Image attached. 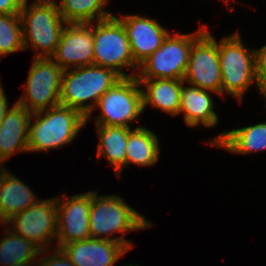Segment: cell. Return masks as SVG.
I'll use <instances>...</instances> for the list:
<instances>
[{
    "label": "cell",
    "instance_id": "1",
    "mask_svg": "<svg viewBox=\"0 0 266 266\" xmlns=\"http://www.w3.org/2000/svg\"><path fill=\"white\" fill-rule=\"evenodd\" d=\"M89 227L91 238L120 242L130 251L132 243L123 233L151 228V223L119 195L98 196L91 191ZM115 233L122 236L111 237Z\"/></svg>",
    "mask_w": 266,
    "mask_h": 266
},
{
    "label": "cell",
    "instance_id": "2",
    "mask_svg": "<svg viewBox=\"0 0 266 266\" xmlns=\"http://www.w3.org/2000/svg\"><path fill=\"white\" fill-rule=\"evenodd\" d=\"M121 79L112 69L94 64L63 70L60 104L79 110L90 121L100 97Z\"/></svg>",
    "mask_w": 266,
    "mask_h": 266
},
{
    "label": "cell",
    "instance_id": "3",
    "mask_svg": "<svg viewBox=\"0 0 266 266\" xmlns=\"http://www.w3.org/2000/svg\"><path fill=\"white\" fill-rule=\"evenodd\" d=\"M31 118L35 122H29L28 151L36 153L70 144L87 123L79 110L62 104L33 113Z\"/></svg>",
    "mask_w": 266,
    "mask_h": 266
},
{
    "label": "cell",
    "instance_id": "4",
    "mask_svg": "<svg viewBox=\"0 0 266 266\" xmlns=\"http://www.w3.org/2000/svg\"><path fill=\"white\" fill-rule=\"evenodd\" d=\"M25 0L20 11L25 50H38L33 58L51 57L60 41L66 22L61 17L55 1H37L28 7Z\"/></svg>",
    "mask_w": 266,
    "mask_h": 266
},
{
    "label": "cell",
    "instance_id": "5",
    "mask_svg": "<svg viewBox=\"0 0 266 266\" xmlns=\"http://www.w3.org/2000/svg\"><path fill=\"white\" fill-rule=\"evenodd\" d=\"M94 36L93 64L109 68L122 78L134 77L139 66L134 62L130 42L122 22L115 16L92 23ZM132 68L130 74L122 68Z\"/></svg>",
    "mask_w": 266,
    "mask_h": 266
},
{
    "label": "cell",
    "instance_id": "6",
    "mask_svg": "<svg viewBox=\"0 0 266 266\" xmlns=\"http://www.w3.org/2000/svg\"><path fill=\"white\" fill-rule=\"evenodd\" d=\"M222 77V95L225 92L241 103L245 91L256 81L255 50L246 48L237 31L218 42Z\"/></svg>",
    "mask_w": 266,
    "mask_h": 266
},
{
    "label": "cell",
    "instance_id": "7",
    "mask_svg": "<svg viewBox=\"0 0 266 266\" xmlns=\"http://www.w3.org/2000/svg\"><path fill=\"white\" fill-rule=\"evenodd\" d=\"M201 26L197 33H169L163 44L139 65L137 79L184 80L193 41L206 29Z\"/></svg>",
    "mask_w": 266,
    "mask_h": 266
},
{
    "label": "cell",
    "instance_id": "8",
    "mask_svg": "<svg viewBox=\"0 0 266 266\" xmlns=\"http://www.w3.org/2000/svg\"><path fill=\"white\" fill-rule=\"evenodd\" d=\"M101 114L95 125L129 127L143 113L142 91L136 76L122 78L98 100Z\"/></svg>",
    "mask_w": 266,
    "mask_h": 266
},
{
    "label": "cell",
    "instance_id": "9",
    "mask_svg": "<svg viewBox=\"0 0 266 266\" xmlns=\"http://www.w3.org/2000/svg\"><path fill=\"white\" fill-rule=\"evenodd\" d=\"M21 99L16 103L31 114L60 104L63 70L51 58H33Z\"/></svg>",
    "mask_w": 266,
    "mask_h": 266
},
{
    "label": "cell",
    "instance_id": "10",
    "mask_svg": "<svg viewBox=\"0 0 266 266\" xmlns=\"http://www.w3.org/2000/svg\"><path fill=\"white\" fill-rule=\"evenodd\" d=\"M184 82L222 96L218 41L208 27L193 41Z\"/></svg>",
    "mask_w": 266,
    "mask_h": 266
},
{
    "label": "cell",
    "instance_id": "11",
    "mask_svg": "<svg viewBox=\"0 0 266 266\" xmlns=\"http://www.w3.org/2000/svg\"><path fill=\"white\" fill-rule=\"evenodd\" d=\"M10 230L30 240L41 250H47L50 241L57 236V203L56 196L40 200L26 210L18 213L5 223Z\"/></svg>",
    "mask_w": 266,
    "mask_h": 266
},
{
    "label": "cell",
    "instance_id": "12",
    "mask_svg": "<svg viewBox=\"0 0 266 266\" xmlns=\"http://www.w3.org/2000/svg\"><path fill=\"white\" fill-rule=\"evenodd\" d=\"M56 197L57 203V248L90 237L89 216L91 191L63 198ZM65 199V200H64Z\"/></svg>",
    "mask_w": 266,
    "mask_h": 266
},
{
    "label": "cell",
    "instance_id": "13",
    "mask_svg": "<svg viewBox=\"0 0 266 266\" xmlns=\"http://www.w3.org/2000/svg\"><path fill=\"white\" fill-rule=\"evenodd\" d=\"M92 23H67L51 58L62 70L93 65Z\"/></svg>",
    "mask_w": 266,
    "mask_h": 266
},
{
    "label": "cell",
    "instance_id": "14",
    "mask_svg": "<svg viewBox=\"0 0 266 266\" xmlns=\"http://www.w3.org/2000/svg\"><path fill=\"white\" fill-rule=\"evenodd\" d=\"M117 18L125 28L134 62L138 66L163 44L170 33L154 18L140 15Z\"/></svg>",
    "mask_w": 266,
    "mask_h": 266
},
{
    "label": "cell",
    "instance_id": "15",
    "mask_svg": "<svg viewBox=\"0 0 266 266\" xmlns=\"http://www.w3.org/2000/svg\"><path fill=\"white\" fill-rule=\"evenodd\" d=\"M60 249L75 266H115L129 251L120 242L94 238L65 244Z\"/></svg>",
    "mask_w": 266,
    "mask_h": 266
},
{
    "label": "cell",
    "instance_id": "16",
    "mask_svg": "<svg viewBox=\"0 0 266 266\" xmlns=\"http://www.w3.org/2000/svg\"><path fill=\"white\" fill-rule=\"evenodd\" d=\"M30 119L25 107L16 102L11 106L0 125V164L15 153L28 151Z\"/></svg>",
    "mask_w": 266,
    "mask_h": 266
},
{
    "label": "cell",
    "instance_id": "17",
    "mask_svg": "<svg viewBox=\"0 0 266 266\" xmlns=\"http://www.w3.org/2000/svg\"><path fill=\"white\" fill-rule=\"evenodd\" d=\"M38 197L17 176L0 166V224L38 202Z\"/></svg>",
    "mask_w": 266,
    "mask_h": 266
},
{
    "label": "cell",
    "instance_id": "18",
    "mask_svg": "<svg viewBox=\"0 0 266 266\" xmlns=\"http://www.w3.org/2000/svg\"><path fill=\"white\" fill-rule=\"evenodd\" d=\"M182 84L180 110L183 113L187 126L197 127L203 124L205 127H214L218 123V116L214 111V100L209 94L212 91L203 90L196 86Z\"/></svg>",
    "mask_w": 266,
    "mask_h": 266
},
{
    "label": "cell",
    "instance_id": "19",
    "mask_svg": "<svg viewBox=\"0 0 266 266\" xmlns=\"http://www.w3.org/2000/svg\"><path fill=\"white\" fill-rule=\"evenodd\" d=\"M138 82L142 91L143 110L150 105L171 116L179 115L184 80L154 78L138 79Z\"/></svg>",
    "mask_w": 266,
    "mask_h": 266
},
{
    "label": "cell",
    "instance_id": "20",
    "mask_svg": "<svg viewBox=\"0 0 266 266\" xmlns=\"http://www.w3.org/2000/svg\"><path fill=\"white\" fill-rule=\"evenodd\" d=\"M211 146L234 154H249L266 149V123L232 129L209 140Z\"/></svg>",
    "mask_w": 266,
    "mask_h": 266
},
{
    "label": "cell",
    "instance_id": "21",
    "mask_svg": "<svg viewBox=\"0 0 266 266\" xmlns=\"http://www.w3.org/2000/svg\"><path fill=\"white\" fill-rule=\"evenodd\" d=\"M95 127L99 137L97 157L104 156L120 178L125 167L126 145L132 129L123 126L95 125Z\"/></svg>",
    "mask_w": 266,
    "mask_h": 266
},
{
    "label": "cell",
    "instance_id": "22",
    "mask_svg": "<svg viewBox=\"0 0 266 266\" xmlns=\"http://www.w3.org/2000/svg\"><path fill=\"white\" fill-rule=\"evenodd\" d=\"M159 138L156 134L143 126L129 132L126 145L125 167L129 163L138 166H153L159 160Z\"/></svg>",
    "mask_w": 266,
    "mask_h": 266
},
{
    "label": "cell",
    "instance_id": "23",
    "mask_svg": "<svg viewBox=\"0 0 266 266\" xmlns=\"http://www.w3.org/2000/svg\"><path fill=\"white\" fill-rule=\"evenodd\" d=\"M4 231V236L0 239L1 266H11L26 261H37V257L49 252V249L41 250L30 240H26L12 230L10 231V227H6Z\"/></svg>",
    "mask_w": 266,
    "mask_h": 266
},
{
    "label": "cell",
    "instance_id": "24",
    "mask_svg": "<svg viewBox=\"0 0 266 266\" xmlns=\"http://www.w3.org/2000/svg\"><path fill=\"white\" fill-rule=\"evenodd\" d=\"M109 0H60L56 5L66 23H93L113 16L104 6Z\"/></svg>",
    "mask_w": 266,
    "mask_h": 266
},
{
    "label": "cell",
    "instance_id": "25",
    "mask_svg": "<svg viewBox=\"0 0 266 266\" xmlns=\"http://www.w3.org/2000/svg\"><path fill=\"white\" fill-rule=\"evenodd\" d=\"M23 50L25 48L20 14H0V59Z\"/></svg>",
    "mask_w": 266,
    "mask_h": 266
},
{
    "label": "cell",
    "instance_id": "26",
    "mask_svg": "<svg viewBox=\"0 0 266 266\" xmlns=\"http://www.w3.org/2000/svg\"><path fill=\"white\" fill-rule=\"evenodd\" d=\"M256 81L255 85L266 99V44L255 50Z\"/></svg>",
    "mask_w": 266,
    "mask_h": 266
},
{
    "label": "cell",
    "instance_id": "27",
    "mask_svg": "<svg viewBox=\"0 0 266 266\" xmlns=\"http://www.w3.org/2000/svg\"><path fill=\"white\" fill-rule=\"evenodd\" d=\"M53 248L49 256L37 258L36 266H75L60 248L56 246Z\"/></svg>",
    "mask_w": 266,
    "mask_h": 266
},
{
    "label": "cell",
    "instance_id": "28",
    "mask_svg": "<svg viewBox=\"0 0 266 266\" xmlns=\"http://www.w3.org/2000/svg\"><path fill=\"white\" fill-rule=\"evenodd\" d=\"M25 0H0V14H19Z\"/></svg>",
    "mask_w": 266,
    "mask_h": 266
},
{
    "label": "cell",
    "instance_id": "29",
    "mask_svg": "<svg viewBox=\"0 0 266 266\" xmlns=\"http://www.w3.org/2000/svg\"><path fill=\"white\" fill-rule=\"evenodd\" d=\"M6 97L7 96L4 93V89H3L1 81H0V125L3 121V119L5 118V115L7 114V112L11 109V108H9Z\"/></svg>",
    "mask_w": 266,
    "mask_h": 266
},
{
    "label": "cell",
    "instance_id": "30",
    "mask_svg": "<svg viewBox=\"0 0 266 266\" xmlns=\"http://www.w3.org/2000/svg\"><path fill=\"white\" fill-rule=\"evenodd\" d=\"M11 266H36V261H26L22 263L13 264Z\"/></svg>",
    "mask_w": 266,
    "mask_h": 266
},
{
    "label": "cell",
    "instance_id": "31",
    "mask_svg": "<svg viewBox=\"0 0 266 266\" xmlns=\"http://www.w3.org/2000/svg\"><path fill=\"white\" fill-rule=\"evenodd\" d=\"M37 1H55V0H37Z\"/></svg>",
    "mask_w": 266,
    "mask_h": 266
},
{
    "label": "cell",
    "instance_id": "32",
    "mask_svg": "<svg viewBox=\"0 0 266 266\" xmlns=\"http://www.w3.org/2000/svg\"><path fill=\"white\" fill-rule=\"evenodd\" d=\"M125 266H138V265H135V264H130V265H125Z\"/></svg>",
    "mask_w": 266,
    "mask_h": 266
},
{
    "label": "cell",
    "instance_id": "33",
    "mask_svg": "<svg viewBox=\"0 0 266 266\" xmlns=\"http://www.w3.org/2000/svg\"><path fill=\"white\" fill-rule=\"evenodd\" d=\"M230 1H232V0H230ZM224 2L227 4L229 2V0H224Z\"/></svg>",
    "mask_w": 266,
    "mask_h": 266
}]
</instances>
